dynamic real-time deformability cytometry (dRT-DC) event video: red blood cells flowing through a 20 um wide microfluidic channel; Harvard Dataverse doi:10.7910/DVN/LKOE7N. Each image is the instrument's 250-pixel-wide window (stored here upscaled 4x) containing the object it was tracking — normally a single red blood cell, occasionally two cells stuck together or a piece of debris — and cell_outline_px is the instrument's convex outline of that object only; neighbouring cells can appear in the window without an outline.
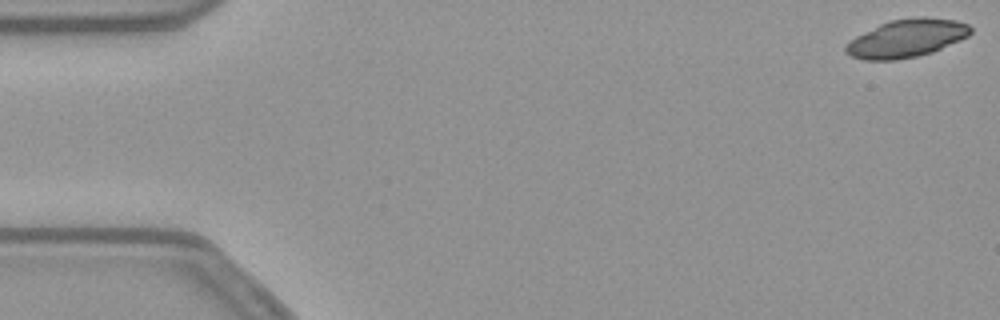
{"species": "common noctule bat (a hibernating species)", "species_latin": "Nyctalus noctula", "temperature_condition": "warm", "stored_images_in_passage": 53, "camera_frame_rate_fps": 3000, "um_per_image_px": 0.085, "animal": {"sex": "female", "body_mass_g": 21.9}, "frame": {"image": 1, "passage_image": 1, "time_ms": 0.0, "image_size_px": [1000, 320], "cell_outline_px": [[972, 32], [968, 36], [932, 52], [916, 56], [896, 60], [864, 60], [852, 56], [844, 52], [844, 44], [856, 36], [888, 20], [920, 16], [924, 16], [956, 20], [968, 24], [972, 28]], "centroid_in_image_um": [77.04, 3.25], "position_along_channel_um": 8.0, "area_um2": 27.69}}
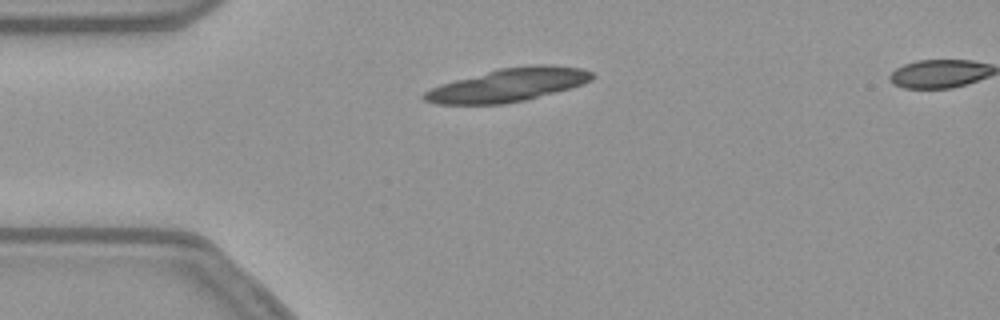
{"frame": {"image": 2, "passage_image": 13, "time_ms": 4.0, "image_size_px": [1000, 320], "cell_outline_px": [[592, 80], [568, 88], [524, 100], [500, 104], [436, 104], [424, 100], [420, 96], [424, 92], [440, 84], [500, 68], [536, 64], [544, 64], [580, 68], [592, 72]], "centroid_in_image_um": [43.14, 7.22], "position_along_channel_um": 41.9, "area_um2": 31.96}}